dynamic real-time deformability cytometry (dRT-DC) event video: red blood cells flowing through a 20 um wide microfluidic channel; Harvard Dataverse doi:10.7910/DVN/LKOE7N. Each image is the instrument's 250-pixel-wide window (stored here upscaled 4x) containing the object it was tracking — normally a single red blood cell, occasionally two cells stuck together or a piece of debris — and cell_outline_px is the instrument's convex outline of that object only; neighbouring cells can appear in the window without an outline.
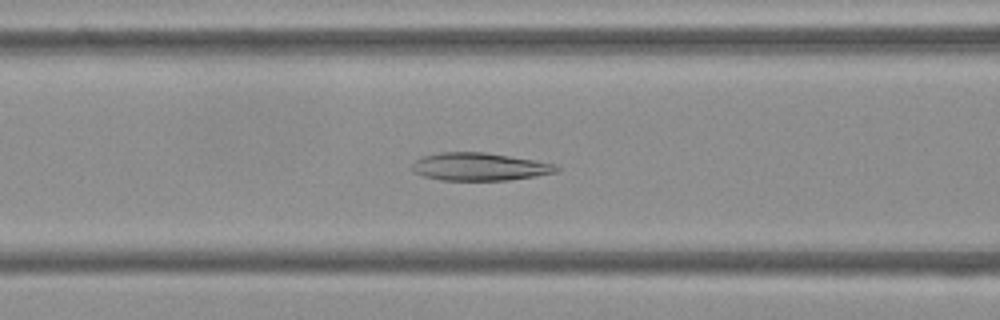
{"species": "Egyptian fruit bat (a non-hibernating species)", "species_latin": "Rousettus aegyptiacus", "temperature_condition": "cold", "stored_images_in_passage": 45, "camera_frame_rate_fps": 3000, "um_per_image_px": 0.085, "frame": {"image": 1, "passage_image": 13, "time_ms": 4.0, "image_size_px": [1000, 320], "cell_outline_px": [[560, 168], [556, 172], [536, 176], [508, 180], [440, 180], [424, 176], [412, 172], [412, 164], [420, 156], [440, 152], [484, 152], [556, 164]], "centroid_in_image_um": [40.71, 14.17], "position_along_channel_um": 125.9, "area_um2": 23.35}}
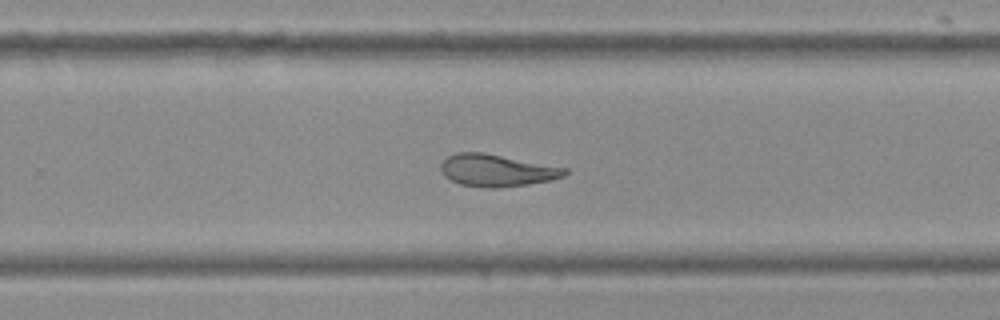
{"frame": {"image": 2, "passage_image": 26, "time_ms": 8.333, "image_size_px": [1000, 320], "cell_outline_px": [[568, 172], [564, 176], [552, 180], [528, 184], [496, 188], [484, 188], [460, 184], [444, 176], [440, 168], [440, 164], [448, 156], [456, 152], [484, 152], [568, 168]], "centroid_in_image_um": [42.23, 14.48], "position_along_channel_um": 287.6, "area_um2": 23.35}}
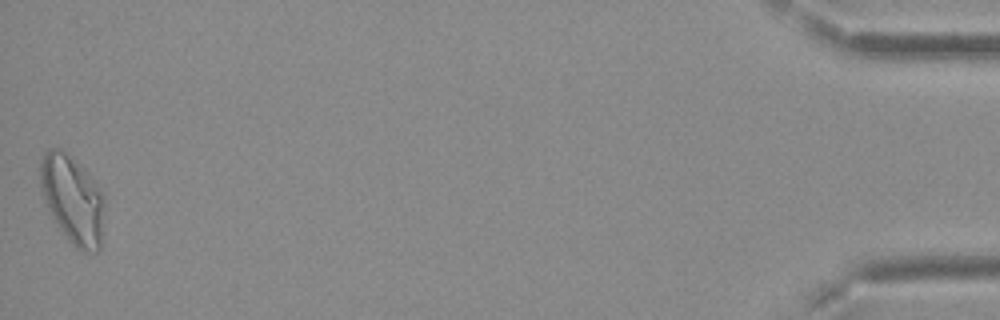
{"frame": {"image": 3, "passage_image": 45, "time_ms": 14.667, "image_size_px": [1000, 320], "cell_outline_px": [[104, 208], [100, 252], [84, 252], [76, 248], [68, 240], [48, 212], [40, 188], [40, 160], [44, 152], [48, 148], [60, 148], [84, 168], [92, 176], [104, 196]], "centroid_in_image_um": [6.16, 16.96], "position_along_channel_um": 429.0, "area_um2": 33.41}, "authors_computed_cell_mechanics": {"area_um2": 24.7384, "velocity_mm_per_s": 3.7358, "shape_relaxation_time_tau1_ms": null, "shape_relaxation_time_tau2_ms": 3.617, "deformation_change_tau1": null, "deformation_change_tau2": 0.1077}}